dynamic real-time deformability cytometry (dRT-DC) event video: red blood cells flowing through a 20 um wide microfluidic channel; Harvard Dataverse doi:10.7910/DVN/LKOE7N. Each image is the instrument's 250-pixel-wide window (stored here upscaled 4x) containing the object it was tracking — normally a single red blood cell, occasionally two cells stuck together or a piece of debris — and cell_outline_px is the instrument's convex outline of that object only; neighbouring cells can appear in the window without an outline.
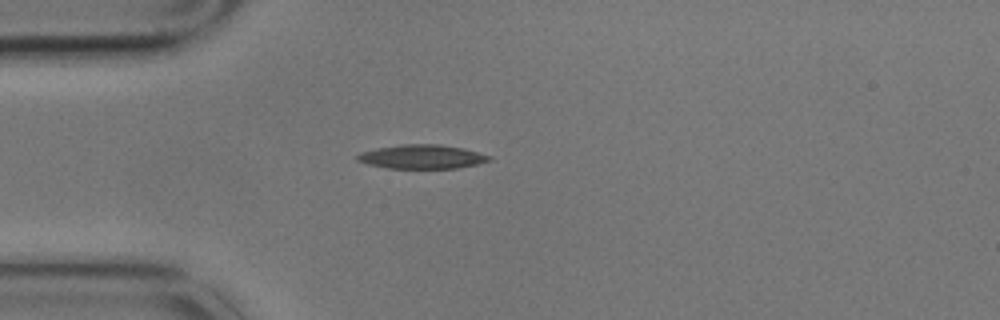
{"species": "common noctule bat (a hibernating species)", "species_latin": "Nyctalus noctula", "temperature_condition": "cold", "stored_images_in_passage": 3, "camera_frame_rate_fps": 3000, "um_per_image_px": 0.085, "animal": {"sex": "male", "body_mass_g": 17.9}, "frame": {"image": 1, "passage_image": 3, "time_ms": 0.667, "image_size_px": [1000, 320], "cell_outline_px": [[492, 160], [476, 164], [456, 168], [388, 168], [368, 164], [356, 160], [356, 156], [360, 152], [376, 148], [400, 144], [440, 144], [464, 148], [492, 156]], "centroid_in_image_um": [35.86, 13.31], "position_along_channel_um": 49.1, "area_um2": 18.5}}